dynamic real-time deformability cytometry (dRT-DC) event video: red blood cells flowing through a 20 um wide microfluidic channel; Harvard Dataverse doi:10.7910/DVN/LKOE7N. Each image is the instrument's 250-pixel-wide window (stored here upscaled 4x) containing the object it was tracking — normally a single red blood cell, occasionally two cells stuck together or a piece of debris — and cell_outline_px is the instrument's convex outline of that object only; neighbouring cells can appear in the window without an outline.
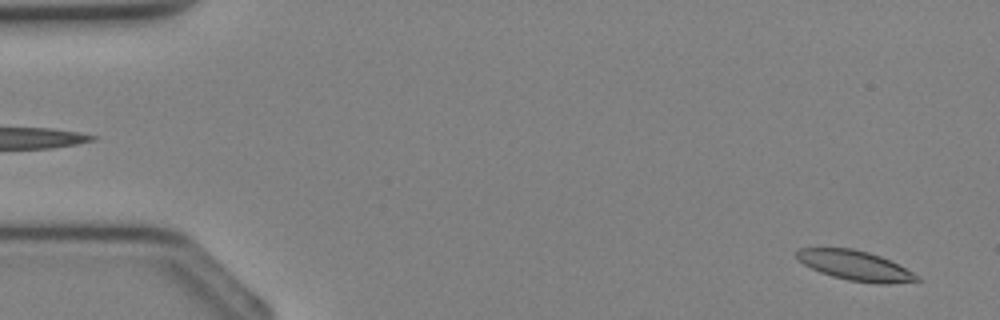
{"species": "Egyptian fruit bat (a non-hibernating species)", "species_latin": "Rousettus aegyptiacus", "temperature_condition": "cold", "stored_images_in_passage": 35, "camera_frame_rate_fps": 3000, "um_per_image_px": 0.085, "animal": {"sex": "female"}, "frame": {"image": 1, "passage_image": 1, "time_ms": 0.0, "image_size_px": [1000, 320], "cell_outline_px": [[920, 280], [888, 284], [880, 284], [848, 280], [832, 276], [820, 272], [804, 264], [796, 256], [796, 252], [800, 248], [852, 248], [868, 252], [880, 256], [920, 276]], "centroid_in_image_um": [72.68, 22.57], "position_along_channel_um": 12.3, "area_um2": 20.52}}
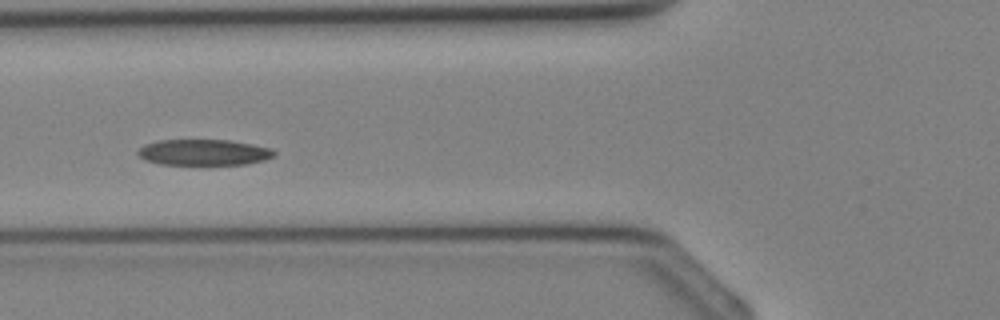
{"frame": {"image": 2, "passage_image": 13, "time_ms": 4.0, "image_size_px": [1000, 320], "cell_outline_px": [[276, 156], [264, 160], [244, 164], [160, 164], [144, 160], [136, 152], [144, 144], [156, 140], [228, 140], [252, 144], [272, 148], [276, 152]], "centroid_in_image_um": [17.32, 12.94], "position_along_channel_um": 108.5, "area_um2": 20.63}}
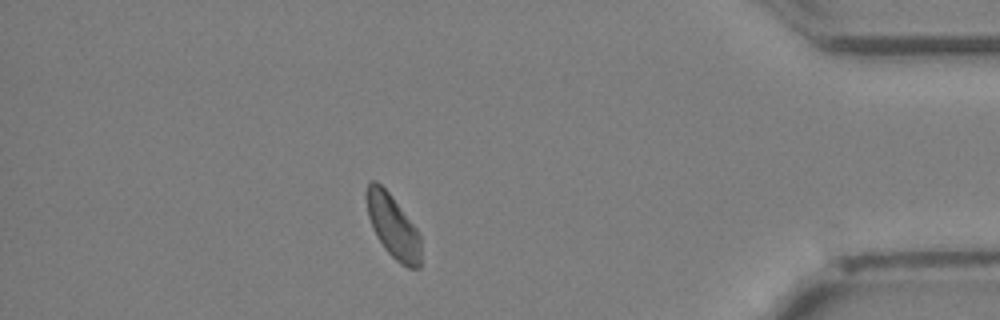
{"frame": {"image": 3, "passage_image": 31, "time_ms": 10.0, "image_size_px": [1000, 320], "cell_outline_px": [[420, 268], [408, 268], [400, 264], [384, 248], [376, 236], [372, 228], [368, 216], [364, 196], [364, 192], [368, 184], [372, 180], [376, 180], [388, 192], [416, 228], [420, 236]], "centroid_in_image_um": [33.36, 19.23], "position_along_channel_um": 401.8, "area_um2": 20.06}}